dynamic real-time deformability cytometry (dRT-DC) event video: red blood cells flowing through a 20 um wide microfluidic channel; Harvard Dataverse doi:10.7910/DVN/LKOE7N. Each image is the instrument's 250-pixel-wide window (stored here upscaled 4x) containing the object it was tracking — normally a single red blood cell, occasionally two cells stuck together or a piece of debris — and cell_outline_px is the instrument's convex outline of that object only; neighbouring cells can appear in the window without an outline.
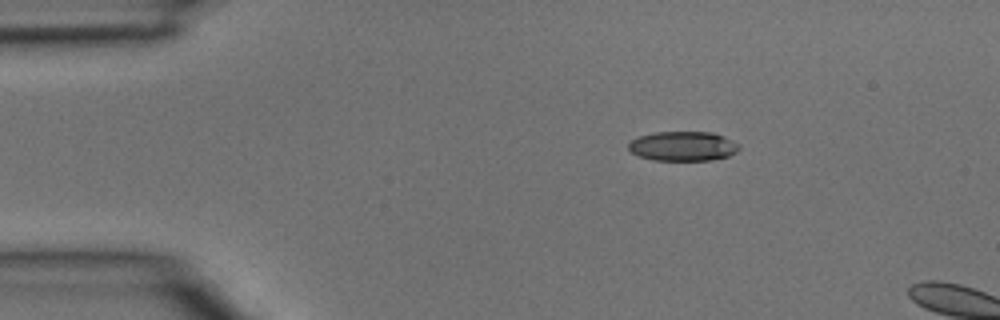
{"species": "common noctule bat (a hibernating species)", "species_latin": "Nyctalus noctula", "temperature_condition": "room temperature", "stored_images_in_passage": 2, "camera_frame_rate_fps": 3000, "um_per_image_px": 0.085, "animal": {"sex": "male", "body_mass_g": 15.6}, "frame": {"image": 1, "passage_image": 1, "time_ms": 0.0, "image_size_px": [1000, 320], "cell_outline_px": [[740, 148], [736, 152], [728, 156], [712, 160], [652, 160], [640, 156], [632, 152], [628, 148], [628, 144], [632, 140], [640, 136], [656, 132], [712, 132], [724, 136], [740, 144]], "centroid_in_image_um": [58.08, 12.42], "position_along_channel_um": 26.9, "area_um2": 19.02}}